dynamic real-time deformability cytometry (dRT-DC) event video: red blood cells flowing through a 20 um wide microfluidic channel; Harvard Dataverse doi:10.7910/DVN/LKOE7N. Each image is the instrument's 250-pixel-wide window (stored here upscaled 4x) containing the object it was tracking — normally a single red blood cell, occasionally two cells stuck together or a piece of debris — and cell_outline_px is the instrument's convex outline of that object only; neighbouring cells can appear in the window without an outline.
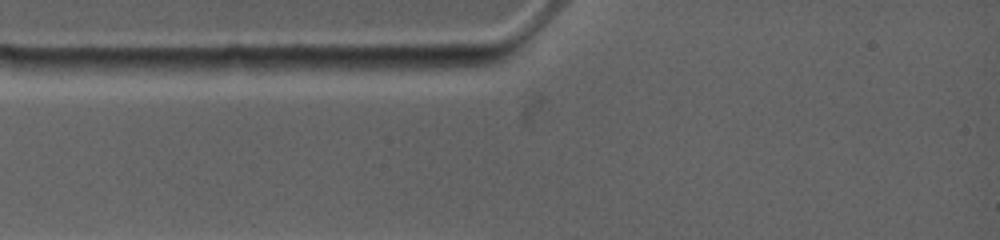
{"species": "common noctule bat (a hibernating species)", "species_latin": "Nyctalus noctula", "temperature_condition": "warm", "stored_images_in_passage": 1, "camera_frame_rate_fps": 4500, "um_per_image_px": 0.085, "animal": {"sex": "female", "body_mass_g": 19.0, "forearm_length_mm": 53.3}, "frame": {"image": 1, "passage_image": 1, "time_ms": 0.0, "image_size_px": [1000, 240], "cell_outline_px": [[500, 60], [488, 64], [400, 76], [368, 76], [328, 68], [328, 56], [484, 56]], "centroid_in_image_um": [34.26, 5.46], "position_along_channel_um": 50.7, "area_um2": 18.44}}